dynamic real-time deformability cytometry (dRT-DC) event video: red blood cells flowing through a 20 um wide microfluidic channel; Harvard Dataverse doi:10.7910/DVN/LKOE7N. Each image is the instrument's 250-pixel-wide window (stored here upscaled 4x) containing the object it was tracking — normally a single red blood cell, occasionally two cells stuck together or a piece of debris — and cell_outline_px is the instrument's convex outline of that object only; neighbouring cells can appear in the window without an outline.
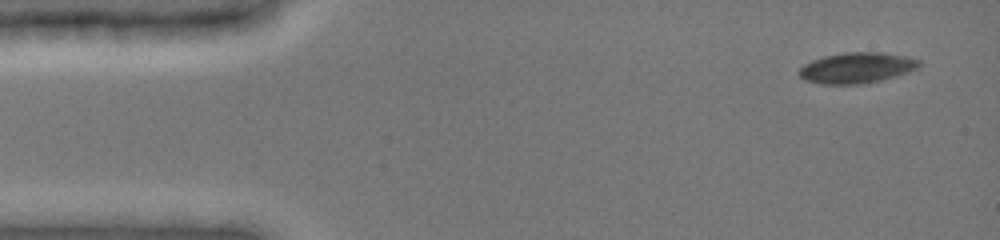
{"species": "common noctule bat (a hibernating species)", "species_latin": "Nyctalus noctula", "temperature_condition": "cold", "stored_images_in_passage": 5, "camera_frame_rate_fps": 3000, "um_per_image_px": 0.085, "animal": {"sex": "female", "body_mass_g": 19.0, "forearm_length_mm": 51.5}, "frame": {"image": 1, "passage_image": 1, "time_ms": 0.0, "image_size_px": [1000, 240], "cell_outline_px": [[920, 64], [916, 68], [908, 72], [896, 76], [880, 80], [860, 84], [820, 84], [804, 80], [796, 72], [804, 64], [812, 60], [824, 56], [844, 52], [880, 52], [908, 56], [920, 60]], "centroid_in_image_um": [72.79, 5.76], "position_along_channel_um": 12.2, "area_um2": 21.56}}
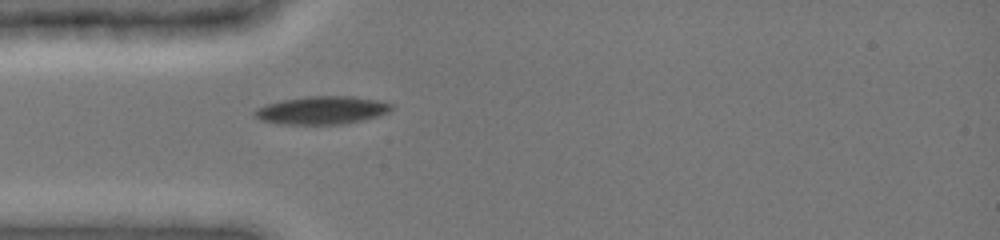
{"frame": {"image": 2, "passage_image": 5, "time_ms": 3.667, "image_size_px": [1000, 240], "cell_outline_px": [[392, 108], [388, 112], [376, 116], [344, 124], [276, 124], [260, 120], [252, 116], [252, 112], [256, 108], [280, 100], [304, 96], [352, 96], [376, 100], [392, 104]], "centroid_in_image_um": [27.27, 9.37], "position_along_channel_um": 57.7, "area_um2": 22.37}}